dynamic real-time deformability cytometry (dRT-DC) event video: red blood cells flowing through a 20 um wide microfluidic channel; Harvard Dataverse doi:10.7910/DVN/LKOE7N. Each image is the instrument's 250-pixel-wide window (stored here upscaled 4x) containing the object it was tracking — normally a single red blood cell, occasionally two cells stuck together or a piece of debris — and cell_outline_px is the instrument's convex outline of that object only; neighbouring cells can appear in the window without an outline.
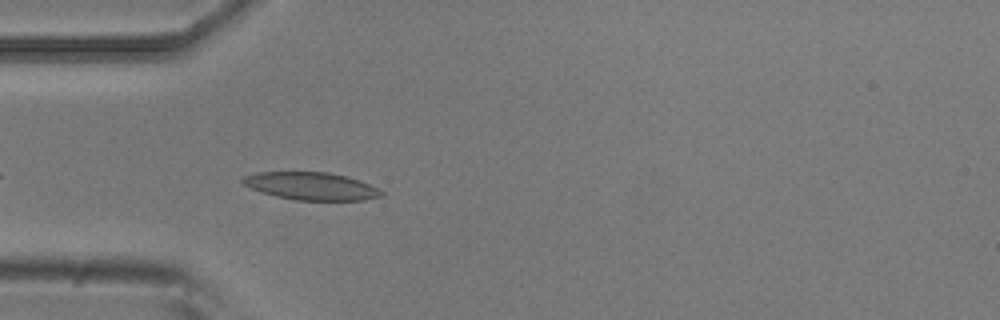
{"species": "common noctule bat (a hibernating species)", "species_latin": "Nyctalus noctula", "temperature_condition": "room temperature", "stored_images_in_passage": 4, "camera_frame_rate_fps": 3000, "um_per_image_px": 0.085, "animal": {"sex": "male", "body_mass_g": 20.5, "forearm_length_mm": 52.5}, "frame": {"image": 1, "passage_image": 4, "time_ms": 1.0, "image_size_px": [1000, 320], "cell_outline_px": [[384, 196], [364, 200], [296, 200], [276, 196], [252, 188], [244, 184], [240, 180], [244, 176], [260, 172], [328, 172], [360, 180], [384, 192]], "centroid_in_image_um": [26.48, 15.82], "position_along_channel_um": 58.5, "area_um2": 22.08}}